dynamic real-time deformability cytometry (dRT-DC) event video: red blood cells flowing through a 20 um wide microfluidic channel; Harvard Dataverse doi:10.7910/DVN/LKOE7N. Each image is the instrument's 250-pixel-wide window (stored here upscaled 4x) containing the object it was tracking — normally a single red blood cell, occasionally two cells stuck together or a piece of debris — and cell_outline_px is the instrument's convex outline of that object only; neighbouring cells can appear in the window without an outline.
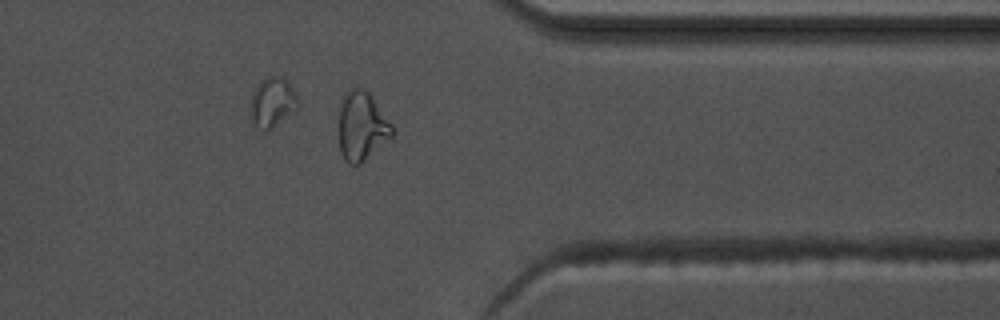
{"species": "common noctule bat (a hibernating species)", "species_latin": "Nyctalus noctula", "temperature_condition": "warm", "stored_images_in_passage": 36, "camera_frame_rate_fps": 3000, "um_per_image_px": 0.085, "animal": {"sex": "male", "body_mass_g": 17.5, "forearm_length_mm": 52.3}, "frame": {"image": 1, "passage_image": 26, "time_ms": 8.333, "image_size_px": [1000, 320], "cell_outline_px": [[392, 136], [356, 168], [348, 164], [344, 160], [340, 152], [340, 108], [348, 92], [356, 84], [364, 88], [372, 96], [392, 124]], "centroid_in_image_um": [30.76, 10.76], "position_along_channel_um": 380.6, "area_um2": 21.27}}